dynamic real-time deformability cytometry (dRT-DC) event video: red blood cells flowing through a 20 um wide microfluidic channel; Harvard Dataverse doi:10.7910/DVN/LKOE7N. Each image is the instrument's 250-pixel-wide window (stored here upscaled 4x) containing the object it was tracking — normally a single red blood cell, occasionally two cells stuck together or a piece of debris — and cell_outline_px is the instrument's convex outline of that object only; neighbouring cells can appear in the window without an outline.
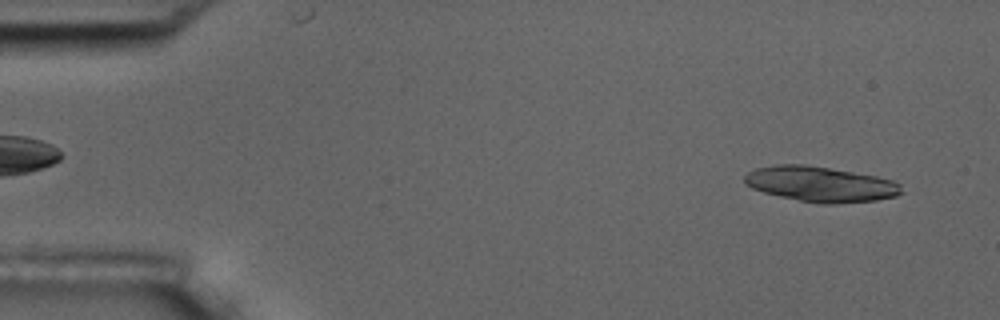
{"species": "common noctule bat (a hibernating species)", "species_latin": "Nyctalus noctula", "temperature_condition": "room temperature", "stored_images_in_passage": 50, "camera_frame_rate_fps": 3000, "um_per_image_px": 0.085, "animal": {"sex": "male", "body_mass_g": 17.5, "forearm_length_mm": 52.3}, "frame": {"image": 1, "passage_image": 3, "time_ms": 0.667, "image_size_px": [1000, 320], "cell_outline_px": [[904, 192], [896, 196], [876, 200], [832, 204], [824, 204], [800, 200], [780, 196], [764, 192], [752, 188], [744, 184], [744, 176], [748, 172], [756, 168], [776, 164], [804, 164], [876, 176], [892, 180], [900, 184]], "centroid_in_image_um": [69.74, 15.65], "position_along_channel_um": 15.3, "area_um2": 32.14}}
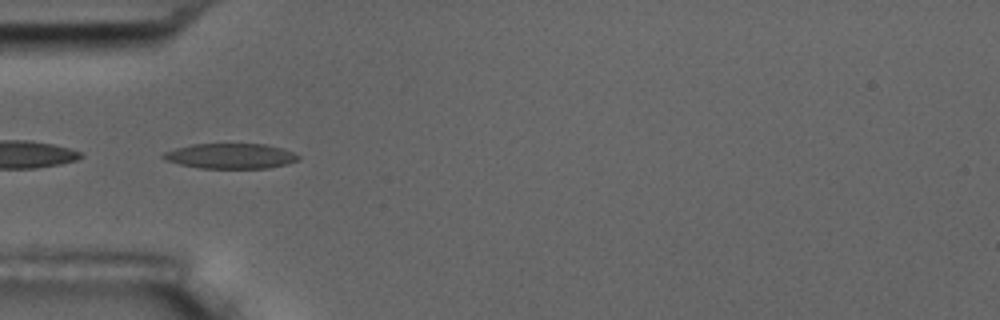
{"frame": {"image": 2, "passage_image": 17, "time_ms": 5.333, "image_size_px": [1000, 320], "cell_outline_px": [[300, 160], [288, 164], [268, 168], [200, 168], [180, 164], [164, 160], [160, 156], [164, 152], [176, 148], [192, 144], [264, 144], [284, 148], [300, 156]], "centroid_in_image_um": [19.61, 13.26], "position_along_channel_um": 65.4, "area_um2": 19.94}}
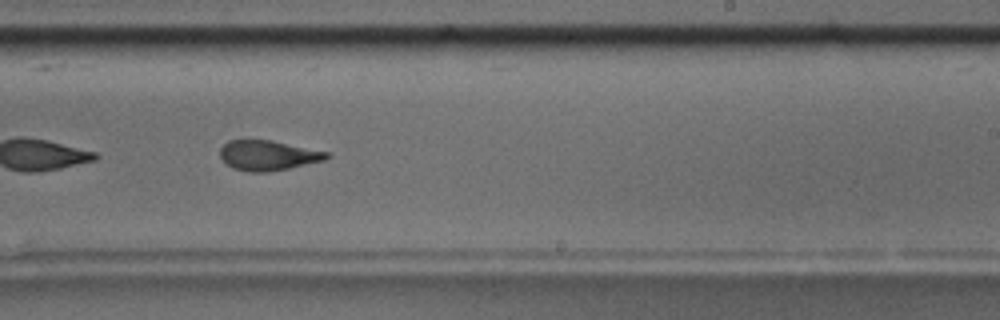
{"frame": {"image": 3, "passage_image": 34, "time_ms": 11.0, "image_size_px": [1000, 320], "cell_outline_px": [[332, 156], [324, 160], [288, 168], [268, 172], [248, 172], [232, 168], [220, 156], [220, 148], [228, 140], [244, 136], [248, 136], [272, 140], [332, 152]], "centroid_in_image_um": [22.76, 13.15], "position_along_channel_um": 266.2, "area_um2": 19.48}}